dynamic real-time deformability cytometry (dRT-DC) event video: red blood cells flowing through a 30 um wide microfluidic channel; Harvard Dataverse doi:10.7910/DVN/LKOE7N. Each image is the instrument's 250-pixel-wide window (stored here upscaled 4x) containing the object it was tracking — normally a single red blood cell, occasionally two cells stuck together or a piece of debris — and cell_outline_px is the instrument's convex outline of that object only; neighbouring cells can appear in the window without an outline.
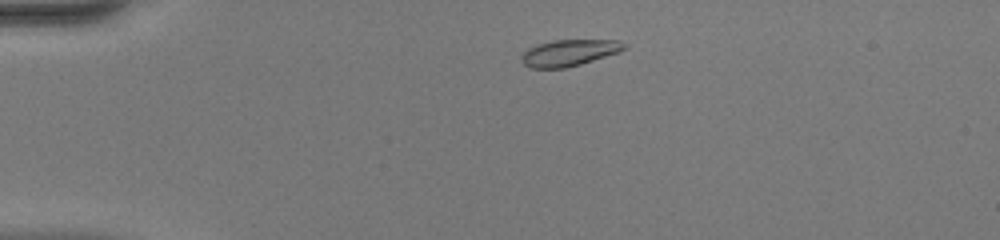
{"species": "common noctule bat (a hibernating species)", "species_latin": "Nyctalus noctula", "temperature_condition": "warm", "stored_images_in_passage": 43, "camera_frame_rate_fps": 3000, "um_per_image_px": 0.085, "animal": {"sex": "female", "body_mass_g": 20.0, "forearm_length_mm": 54.0}, "frame": {"image": 1, "passage_image": 4, "time_ms": 1.0, "image_size_px": [1000, 240], "cell_outline_px": [[628, 48], [620, 52], [580, 64], [564, 68], [532, 68], [524, 64], [520, 60], [520, 56], [528, 48], [552, 40], [620, 40], [628, 44]], "centroid_in_image_um": [48.42, 4.48], "position_along_channel_um": 36.6, "area_um2": 15.9}}
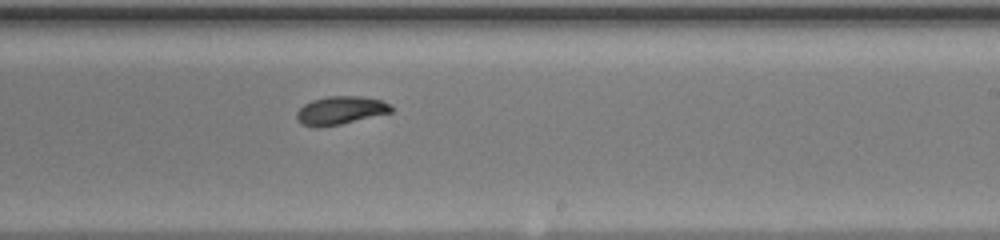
{"frame": {"image": 2, "passage_image": 24, "time_ms": 7.667, "image_size_px": [1000, 240], "cell_outline_px": [[392, 112], [340, 124], [320, 128], [312, 128], [300, 124], [296, 120], [296, 112], [304, 104], [312, 100], [328, 96], [360, 96], [380, 100], [388, 104], [392, 108]], "centroid_in_image_um": [28.86, 9.4], "position_along_channel_um": 260.1, "area_um2": 15.61}}
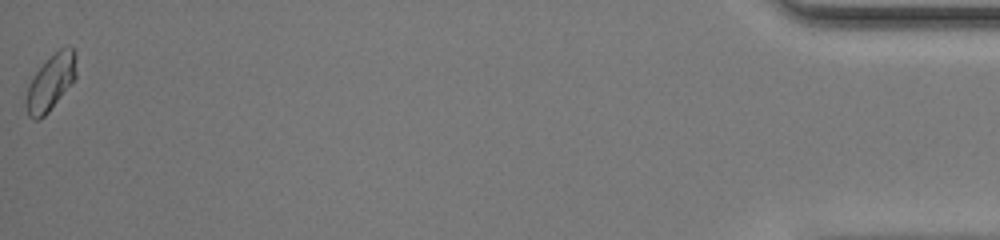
{"frame": {"image": 3, "passage_image": 43, "time_ms": 14.0, "image_size_px": [1000, 240], "cell_outline_px": [[76, 76], [48, 112], [40, 120], [32, 120], [28, 116], [24, 104], [24, 100], [28, 88], [36, 72], [60, 48], [68, 44], [76, 52]], "centroid_in_image_um": [4.3, 7.03], "position_along_channel_um": 430.9, "area_um2": 16.07}, "authors_computed_cell_mechanics": {"area_um2": 15.7216, "velocity_mm_per_s": 4.13, "shape_relaxation_time_tau1_ms": 4.3537, "shape_relaxation_time_tau2_ms": 6.7039, "deformation_change_tau1": 0.1432, "deformation_change_tau2": 0.071}}